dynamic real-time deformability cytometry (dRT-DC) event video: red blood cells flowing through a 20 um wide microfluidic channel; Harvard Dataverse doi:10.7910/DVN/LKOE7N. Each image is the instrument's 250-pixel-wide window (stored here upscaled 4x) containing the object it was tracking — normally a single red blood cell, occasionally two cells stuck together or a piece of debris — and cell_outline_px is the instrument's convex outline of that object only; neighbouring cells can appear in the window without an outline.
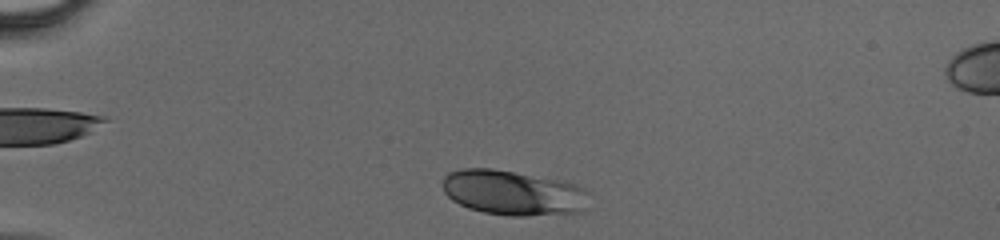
{"species": "human", "species_latin": "Homo sapiens", "temperature_condition": "cold", "stored_images_in_passage": 31, "camera_frame_rate_fps": 3000, "um_per_image_px": 0.085, "donor": {"sex": "male"}, "frame": {"image": 1, "passage_image": 2, "time_ms": 0.333, "image_size_px": [1000, 240], "cell_outline_px": [[588, 192], [584, 212], [524, 216], [512, 216], [484, 212], [468, 208], [452, 200], [444, 192], [444, 176], [448, 172], [460, 168], [492, 168], [568, 180], [584, 188]], "centroid_in_image_um": [43.65, 16.36], "position_along_channel_um": 41.3, "area_um2": 38.9}}
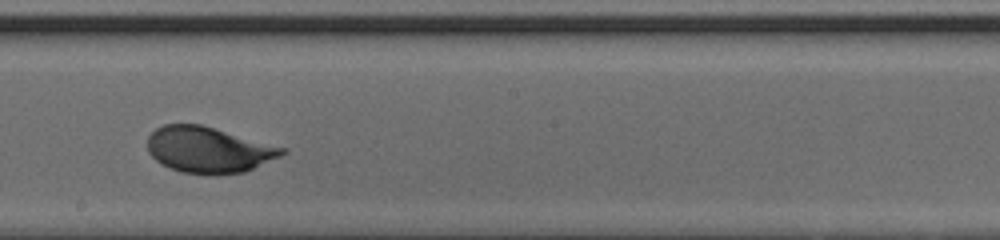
{"frame": {"image": 2, "passage_image": 18, "time_ms": 5.667, "image_size_px": [1000, 240], "cell_outline_px": [[288, 152], [280, 156], [244, 172], [216, 176], [208, 176], [184, 172], [172, 168], [156, 160], [148, 152], [148, 136], [156, 128], [164, 124], [200, 124], [288, 148]], "centroid_in_image_um": [17.75, 12.74], "position_along_channel_um": 230.4, "area_um2": 36.18}}
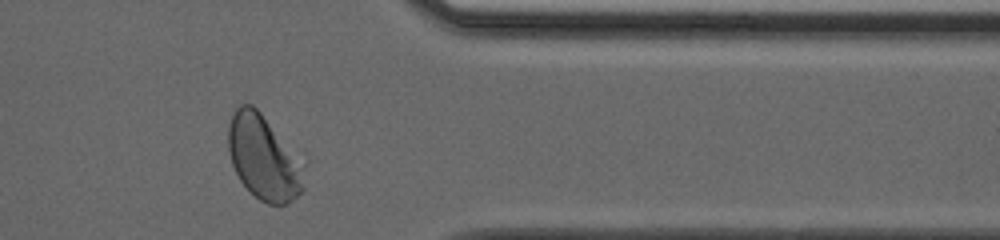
{"frame": {"image": 3, "passage_image": 29, "time_ms": 9.333, "image_size_px": [1000, 240], "cell_outline_px": [[308, 160], [304, 188], [288, 204], [268, 204], [260, 200], [240, 180], [232, 164], [228, 152], [228, 124], [236, 108], [240, 104], [252, 104]], "centroid_in_image_um": [22.51, 13.37], "position_along_channel_um": 388.9, "area_um2": 38.61}}